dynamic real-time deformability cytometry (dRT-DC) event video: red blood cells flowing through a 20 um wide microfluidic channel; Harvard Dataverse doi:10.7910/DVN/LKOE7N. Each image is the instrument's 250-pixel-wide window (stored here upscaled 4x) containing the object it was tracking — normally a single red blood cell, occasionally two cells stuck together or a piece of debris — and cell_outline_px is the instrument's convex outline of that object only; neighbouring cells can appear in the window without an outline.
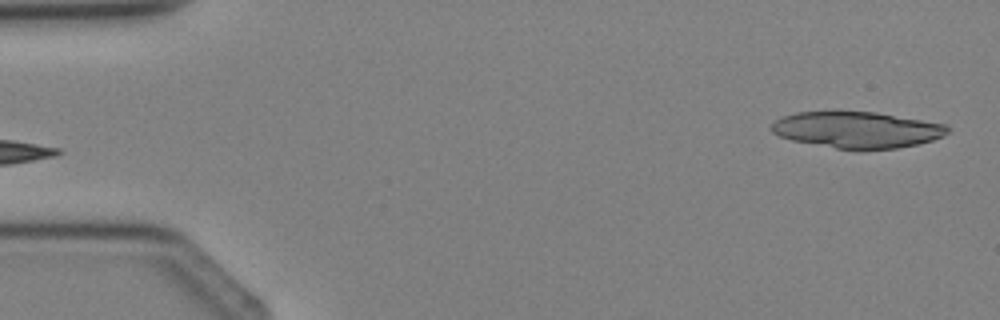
{"species": "Egyptian fruit bat (a non-hibernating species)", "species_latin": "Rousettus aegyptiacus", "temperature_condition": "cold", "stored_images_in_passage": 4, "segment_of_instrument_passage": [2, 2], "camera_frame_rate_fps": 3000, "um_per_image_px": 0.085, "animal": {"sex": "female"}, "frame": {"image": 1, "passage_image": 4, "time_ms": 3.333, "image_size_px": [1000, 320], "cell_outline_px": [[948, 132], [944, 136], [932, 140], [916, 144], [896, 148], [860, 152], [836, 148], [792, 140], [780, 136], [772, 132], [772, 124], [776, 120], [784, 116], [796, 112], [876, 112], [948, 124]], "centroid_in_image_um": [72.89, 11.05], "position_along_channel_um": 12.1, "area_um2": 37.51}}